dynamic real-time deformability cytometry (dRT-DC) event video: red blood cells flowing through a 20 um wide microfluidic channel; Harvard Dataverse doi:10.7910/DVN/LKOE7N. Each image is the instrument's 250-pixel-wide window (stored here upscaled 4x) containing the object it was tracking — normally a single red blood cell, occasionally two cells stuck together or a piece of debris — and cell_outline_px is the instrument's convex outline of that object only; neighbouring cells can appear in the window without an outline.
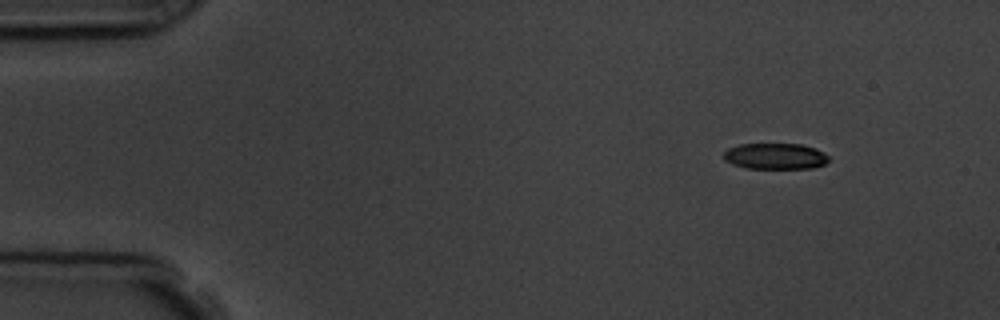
{"species": "common noctule bat (a hibernating species)", "species_latin": "Nyctalus noctula", "temperature_condition": "room temperature", "stored_images_in_passage": 14, "camera_frame_rate_fps": 3000, "um_per_image_px": 0.085, "animal": {"sex": "male", "body_mass_g": 19.5, "forearm_length_mm": 54.6}, "frame": {"image": 1, "passage_image": 1, "time_ms": 0.0, "image_size_px": [1000, 320], "cell_outline_px": [[828, 160], [824, 164], [812, 168], [744, 168], [732, 164], [724, 160], [724, 152], [728, 148], [740, 144], [800, 144], [816, 148], [824, 152], [828, 156]], "centroid_in_image_um": [65.88, 13.27], "position_along_channel_um": 19.1, "area_um2": 15.95}, "authors_computed_cell_mechanics": {"area_um2": 18.7272, "velocity_mm_per_s": 3.7486, "shape_relaxation_time_tau1_ms": 8.2971, "shape_relaxation_time_tau2_ms": null, "deformation_change_tau1": 0.1578, "deformation_change_tau2": null}}